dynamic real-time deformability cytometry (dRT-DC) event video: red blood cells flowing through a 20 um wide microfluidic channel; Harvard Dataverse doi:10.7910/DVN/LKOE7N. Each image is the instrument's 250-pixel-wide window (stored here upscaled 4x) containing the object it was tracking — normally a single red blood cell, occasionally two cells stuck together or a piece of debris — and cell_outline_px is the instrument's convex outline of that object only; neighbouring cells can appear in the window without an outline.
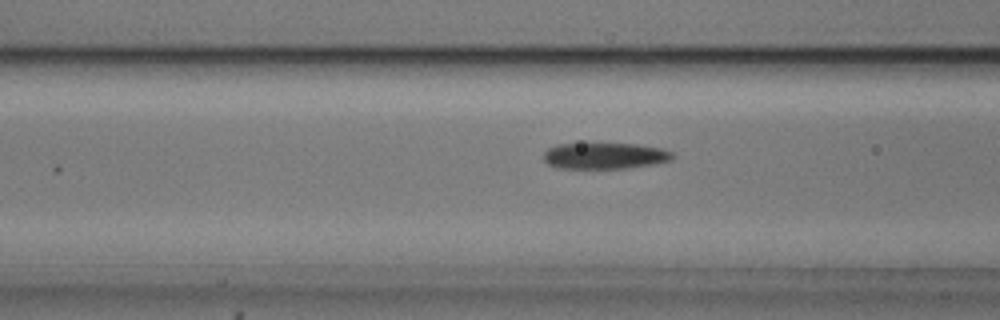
{"species": "common noctule bat (a hibernating species)", "species_latin": "Nyctalus noctula", "temperature_condition": "cold", "stored_images_in_passage": 27, "camera_frame_rate_fps": 3000, "um_per_image_px": 0.085, "animal": {"sex": "male", "body_mass_g": 20.5, "forearm_length_mm": 52.5}, "frame": {"image": 1, "passage_image": 4, "time_ms": 1.0, "image_size_px": [1000, 320], "cell_outline_px": [[676, 156], [672, 160], [656, 164], [628, 168], [556, 168], [548, 164], [544, 160], [544, 152], [548, 148], [556, 144], [636, 144], [660, 148], [672, 152]], "centroid_in_image_um": [51.43, 13.25], "position_along_channel_um": 115.2, "area_um2": 19.77}}
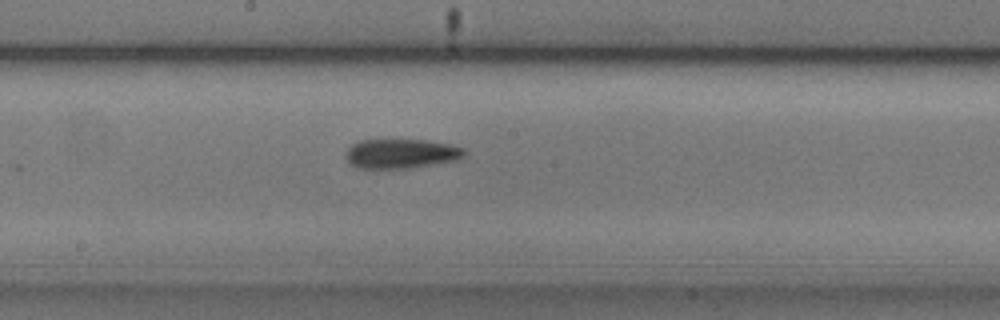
{"frame": {"image": 2, "passage_image": 12, "time_ms": 3.667, "image_size_px": [1000, 320], "cell_outline_px": [[464, 156], [456, 160], [408, 168], [356, 168], [344, 156], [348, 148], [352, 144], [360, 140], [424, 140], [448, 144], [464, 148]], "centroid_in_image_um": [34.06, 13.06], "position_along_channel_um": 214.1, "area_um2": 20.11}}
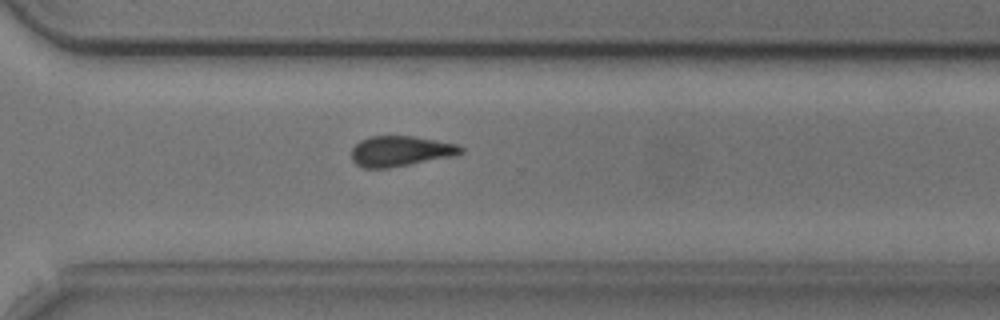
{"frame": {"image": 3, "passage_image": 22, "time_ms": 7.0, "image_size_px": [1000, 320], "cell_outline_px": [[464, 152], [456, 156], [388, 168], [364, 168], [356, 164], [352, 160], [352, 148], [360, 140], [368, 136], [412, 136], [436, 140], [456, 144], [464, 148]], "centroid_in_image_um": [34.05, 12.85], "position_along_channel_um": 336.5, "area_um2": 19.48}}